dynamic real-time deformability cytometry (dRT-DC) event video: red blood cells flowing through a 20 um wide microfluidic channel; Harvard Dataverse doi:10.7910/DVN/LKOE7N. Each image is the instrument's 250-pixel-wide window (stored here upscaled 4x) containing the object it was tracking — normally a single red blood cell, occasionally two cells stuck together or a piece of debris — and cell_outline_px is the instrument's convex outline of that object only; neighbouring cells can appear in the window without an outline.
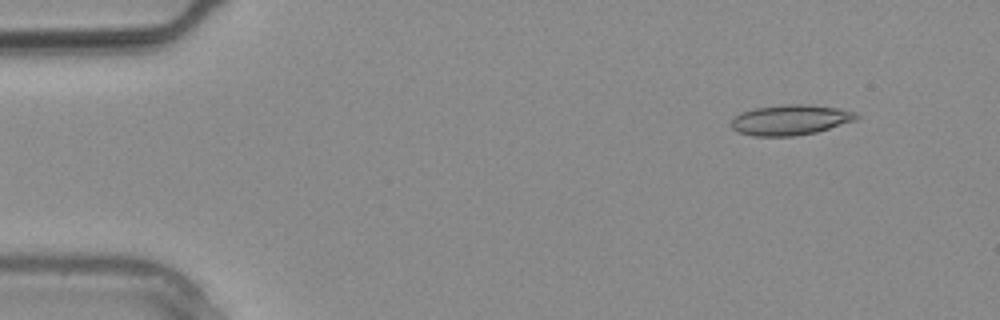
{"species": "common noctule bat (a hibernating species)", "species_latin": "Nyctalus noctula", "temperature_condition": "warm", "stored_images_in_passage": 2, "camera_frame_rate_fps": 3000, "um_per_image_px": 0.085, "animal": {"sex": "male", "body_mass_g": 20.4}, "frame": {"image": 1, "passage_image": 1, "time_ms": 0.0, "image_size_px": [1000, 320], "cell_outline_px": [[860, 116], [856, 120], [816, 132], [796, 136], [752, 136], [736, 132], [732, 128], [732, 120], [736, 116], [744, 112], [756, 108], [784, 104], [804, 104], [840, 108], [856, 112]], "centroid_in_image_um": [67.21, 10.2], "position_along_channel_um": 17.8, "area_um2": 22.08}}